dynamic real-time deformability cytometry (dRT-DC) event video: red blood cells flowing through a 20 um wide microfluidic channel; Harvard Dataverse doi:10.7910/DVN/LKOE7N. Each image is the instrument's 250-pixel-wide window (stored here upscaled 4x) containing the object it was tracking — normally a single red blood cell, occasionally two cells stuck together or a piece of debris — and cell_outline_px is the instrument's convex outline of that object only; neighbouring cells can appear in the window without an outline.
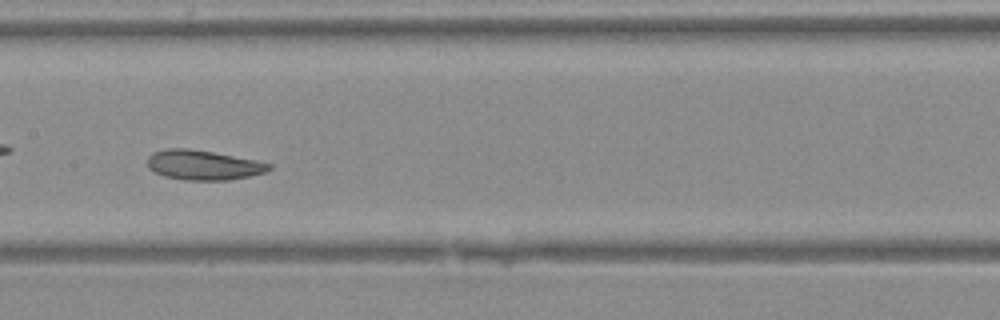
{"species": "Egyptian fruit bat (a non-hibernating species)", "species_latin": "Rousettus aegyptiacus", "temperature_condition": "warm", "stored_images_in_passage": 12, "camera_frame_rate_fps": 3000, "um_per_image_px": 0.085, "animal": {"sex": "female"}, "frame": {"image": 1, "passage_image": 9, "time_ms": 2.667, "image_size_px": [1000, 320], "cell_outline_px": [[272, 168], [264, 172], [248, 176], [228, 180], [184, 180], [164, 176], [148, 168], [148, 156], [152, 152], [168, 148], [188, 148], [212, 152], [256, 160], [272, 164]], "centroid_in_image_um": [17.26, 14.02], "position_along_channel_um": 190.1, "area_um2": 20.98}}